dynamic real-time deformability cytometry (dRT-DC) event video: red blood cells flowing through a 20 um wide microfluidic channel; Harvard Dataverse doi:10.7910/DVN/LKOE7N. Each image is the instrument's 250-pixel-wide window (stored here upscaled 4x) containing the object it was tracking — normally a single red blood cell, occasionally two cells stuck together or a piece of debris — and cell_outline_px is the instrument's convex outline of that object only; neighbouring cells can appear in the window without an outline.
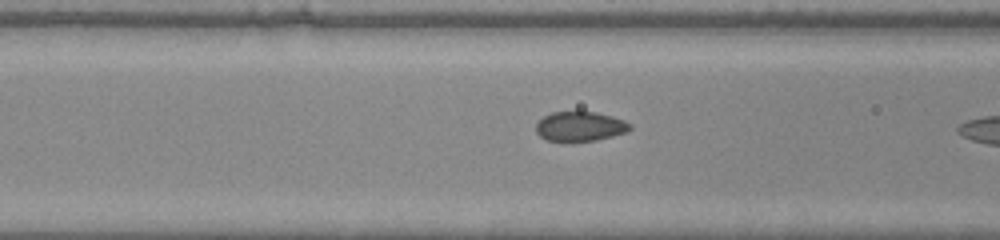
{"species": "common noctule bat (a hibernating species)", "species_latin": "Nyctalus noctula", "temperature_condition": "warm", "stored_images_in_passage": 6, "camera_frame_rate_fps": 3000, "um_per_image_px": 0.085, "animal": {"sex": "male", "body_mass_g": 20.0, "forearm_length_mm": 53.3}, "frame": {"image": 1, "passage_image": 5, "time_ms": 1.333, "image_size_px": [1000, 240], "cell_outline_px": [[632, 128], [628, 132], [596, 140], [568, 144], [548, 140], [540, 136], [536, 132], [536, 124], [544, 116], [552, 112], [596, 112], [612, 116], [624, 120], [632, 124]], "centroid_in_image_um": [49.31, 10.78], "position_along_channel_um": 117.3, "area_um2": 16.7}}